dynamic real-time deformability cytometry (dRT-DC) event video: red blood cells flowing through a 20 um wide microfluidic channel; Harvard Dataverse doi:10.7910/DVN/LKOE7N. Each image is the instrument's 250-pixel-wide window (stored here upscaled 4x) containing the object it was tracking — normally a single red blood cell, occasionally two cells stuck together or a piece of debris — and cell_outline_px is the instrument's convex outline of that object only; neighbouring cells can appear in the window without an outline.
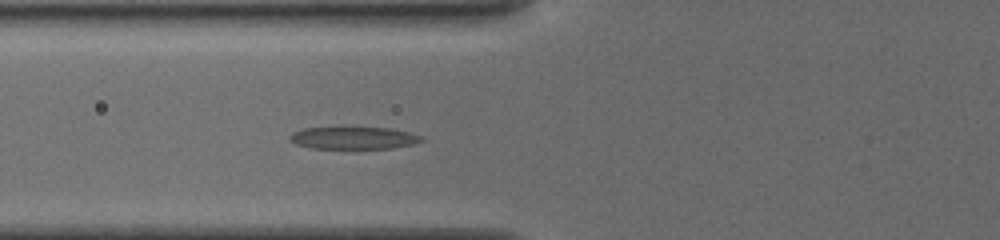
{"species": "common noctule bat (a hibernating species)", "species_latin": "Nyctalus noctula", "temperature_condition": "cold", "stored_images_in_passage": 49, "camera_frame_rate_fps": 3000, "um_per_image_px": 0.085, "animal": {"sex": "female", "body_mass_g": 19.5, "forearm_length_mm": 54.1}, "frame": {"image": 1, "passage_image": 17, "time_ms": 5.333, "image_size_px": [1000, 240], "cell_outline_px": [[424, 140], [412, 144], [392, 148], [312, 148], [296, 144], [288, 140], [288, 136], [292, 132], [304, 128], [388, 128], [408, 132], [424, 136]], "centroid_in_image_um": [30.03, 11.73], "position_along_channel_um": 95.8, "area_um2": 16.94}}
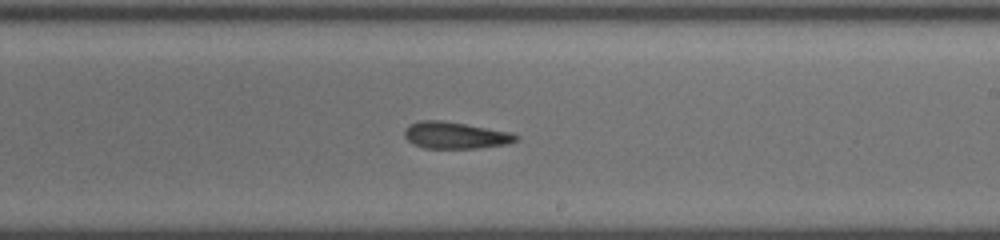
{"frame": {"image": 2, "passage_image": 29, "time_ms": 9.333, "image_size_px": [1000, 240], "cell_outline_px": [[520, 136], [516, 140], [508, 144], [480, 148], [424, 148], [412, 144], [404, 136], [404, 132], [412, 124], [424, 120], [436, 120], [464, 124], [508, 132]], "centroid_in_image_um": [38.71, 11.52], "position_along_channel_um": 250.3, "area_um2": 16.99}}
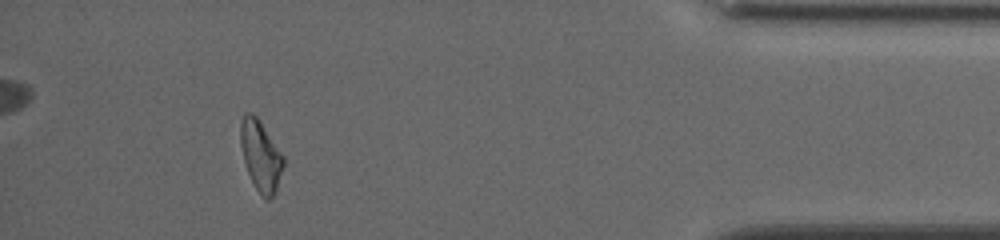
{"frame": {"image": 3, "passage_image": 45, "time_ms": 14.667, "image_size_px": [1000, 240], "cell_outline_px": [[284, 164], [276, 192], [268, 200], [264, 200], [256, 188], [248, 172], [244, 160], [240, 144], [240, 124], [244, 112], [248, 112], [256, 116], [284, 156]], "centroid_in_image_um": [22.16, 13.25], "position_along_channel_um": 413.0, "area_um2": 17.46}, "authors_computed_cell_mechanics": {"area_um2": 17.5134, "velocity_mm_per_s": 3.8622, "shape_relaxation_time_tau1_ms": null, "shape_relaxation_time_tau2_ms": 5.8502, "deformation_change_tau1": null, "deformation_change_tau2": 0.1707}}